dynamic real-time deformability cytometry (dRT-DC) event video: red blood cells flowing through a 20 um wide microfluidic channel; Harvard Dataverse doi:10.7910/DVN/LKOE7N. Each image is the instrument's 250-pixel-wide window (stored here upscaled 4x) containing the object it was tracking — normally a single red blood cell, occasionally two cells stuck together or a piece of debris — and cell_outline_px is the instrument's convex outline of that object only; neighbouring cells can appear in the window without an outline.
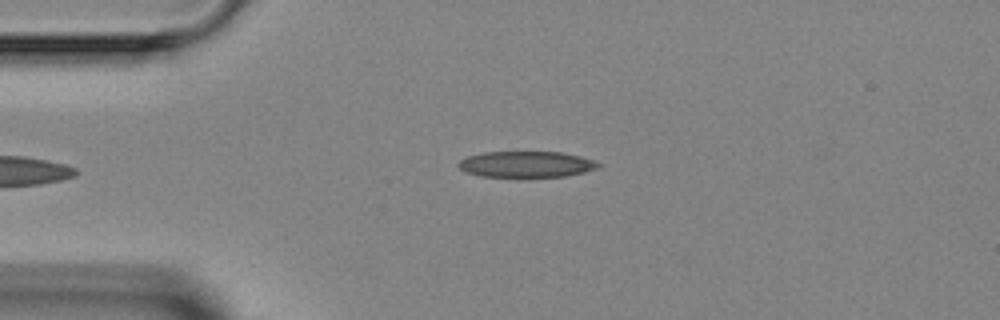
{"species": "Egyptian fruit bat (a non-hibernating species)", "species_latin": "Rousettus aegyptiacus", "temperature_condition": "room temperature", "stored_images_in_passage": 4, "camera_frame_rate_fps": 3000, "um_per_image_px": 0.085, "animal": {"sex": "female"}, "frame": {"image": 1, "passage_image": 4, "time_ms": 3.667, "image_size_px": [1000, 320], "cell_outline_px": [[604, 164], [600, 168], [584, 172], [564, 176], [480, 176], [468, 172], [460, 168], [456, 164], [460, 160], [468, 156], [484, 152], [560, 152], [580, 156]], "centroid_in_image_um": [44.77, 13.95], "position_along_channel_um": 40.2, "area_um2": 21.04}}